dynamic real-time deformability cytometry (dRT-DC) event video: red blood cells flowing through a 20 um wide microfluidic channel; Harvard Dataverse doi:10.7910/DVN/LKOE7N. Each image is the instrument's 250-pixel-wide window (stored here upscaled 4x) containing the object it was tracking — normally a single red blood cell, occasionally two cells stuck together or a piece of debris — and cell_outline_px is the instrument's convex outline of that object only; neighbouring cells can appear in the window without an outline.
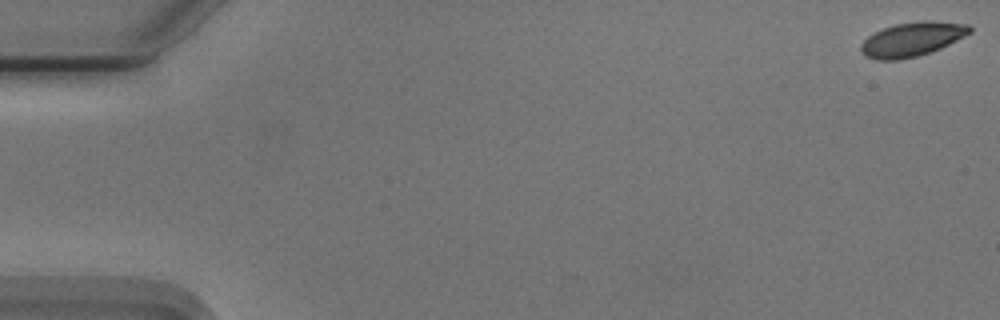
{"species": "Egyptian fruit bat (a non-hibernating species)", "species_latin": "Rousettus aegyptiacus", "temperature_condition": "cold", "stored_images_in_passage": 10, "camera_frame_rate_fps": 3000, "um_per_image_px": 0.085, "animal": {"sex": "male"}, "frame": {"image": 1, "passage_image": 1, "time_ms": 0.0, "image_size_px": [1000, 320], "cell_outline_px": [[972, 32], [940, 48], [916, 56], [896, 60], [876, 60], [864, 56], [860, 48], [860, 44], [868, 36], [884, 28], [896, 24], [924, 20], [932, 20], [968, 24], [972, 28]], "centroid_in_image_um": [77.52, 3.33], "position_along_channel_um": 7.5, "area_um2": 21.5}}